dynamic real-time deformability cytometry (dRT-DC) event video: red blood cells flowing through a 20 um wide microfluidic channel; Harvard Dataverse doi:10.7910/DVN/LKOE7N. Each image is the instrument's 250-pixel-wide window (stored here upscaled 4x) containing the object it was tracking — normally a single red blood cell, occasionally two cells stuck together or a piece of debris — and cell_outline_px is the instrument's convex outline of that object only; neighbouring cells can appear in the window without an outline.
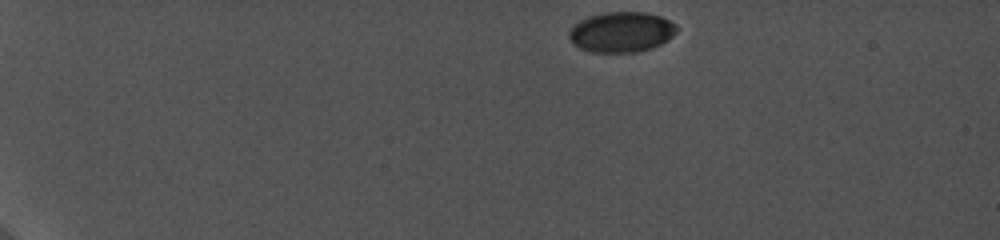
{"species": "common noctule bat (a hibernating species)", "species_latin": "Nyctalus noctula", "temperature_condition": "cold", "stored_images_in_passage": 16, "camera_frame_rate_fps": 5000, "um_per_image_px": 0.085, "animal": {"sex": "female", "body_mass_g": 19.0, "forearm_length_mm": 56.7}, "frame": {"image": 1, "passage_image": 1, "time_ms": 0.0, "image_size_px": [1000, 240], "cell_outline_px": [[676, 32], [668, 40], [652, 48], [636, 52], [592, 52], [580, 48], [572, 44], [568, 36], [568, 32], [580, 20], [588, 16], [608, 12], [644, 12], [660, 16], [676, 24]], "centroid_in_image_um": [52.81, 2.73], "position_along_channel_um": 32.2, "area_um2": 25.26}}
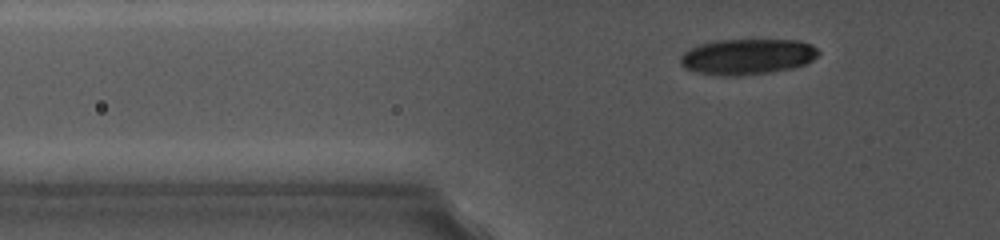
{"frame": {"image": 2, "passage_image": 14, "time_ms": 3.4, "image_size_px": [1000, 240], "cell_outline_px": [[820, 52], [812, 60], [804, 64], [792, 68], [772, 72], [744, 76], [720, 76], [696, 72], [684, 68], [680, 64], [680, 56], [684, 52], [700, 44], [716, 40], [800, 40], [812, 44]], "centroid_in_image_um": [63.51, 4.82], "position_along_channel_um": 62.3, "area_um2": 28.96}}